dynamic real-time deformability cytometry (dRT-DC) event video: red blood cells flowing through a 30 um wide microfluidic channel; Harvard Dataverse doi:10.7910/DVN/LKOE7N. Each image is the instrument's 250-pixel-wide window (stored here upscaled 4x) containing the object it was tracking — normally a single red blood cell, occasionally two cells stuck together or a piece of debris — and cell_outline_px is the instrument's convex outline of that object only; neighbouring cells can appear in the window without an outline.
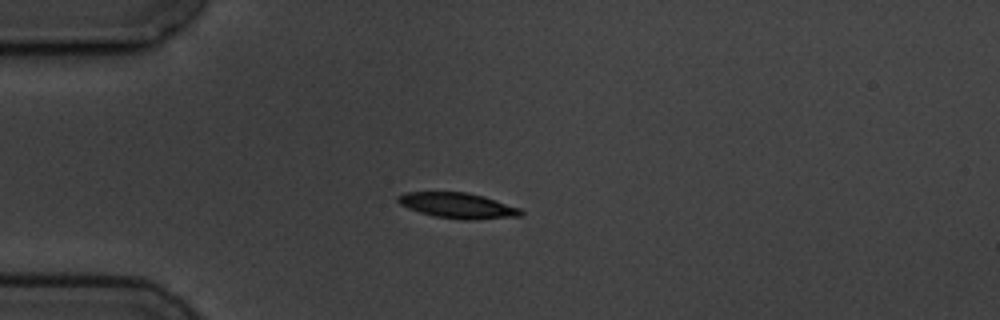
{"species": "common noctule bat (a hibernating species)", "species_latin": "Nyctalus noctula", "temperature_condition": "cold", "stored_images_in_passage": 9, "camera_frame_rate_fps": 3000, "um_per_image_px": 0.085, "animal": {"sex": "male", "body_mass_g": 19.5, "forearm_length_mm": 54.6}, "frame": {"image": 1, "passage_image": 3, "time_ms": 3.0, "image_size_px": [1000, 320], "cell_outline_px": [[524, 216], [476, 220], [464, 220], [432, 216], [408, 208], [400, 204], [396, 200], [396, 196], [404, 192], [468, 192], [484, 196], [520, 208], [524, 212]], "centroid_in_image_um": [38.93, 17.48], "position_along_channel_um": 46.1, "area_um2": 18.55}}
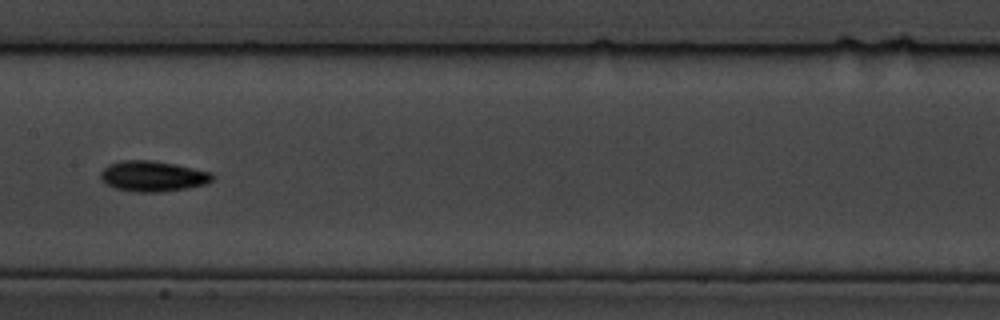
{"frame": {"image": 2, "passage_image": 7, "time_ms": 7.667, "image_size_px": [1000, 320], "cell_outline_px": [[216, 176], [208, 184], [188, 188], [164, 192], [132, 192], [116, 188], [100, 180], [100, 172], [108, 164], [120, 160], [152, 160], [176, 164], [212, 172]], "centroid_in_image_um": [13.01, 14.98], "position_along_channel_um": 194.4, "area_um2": 20.29}}
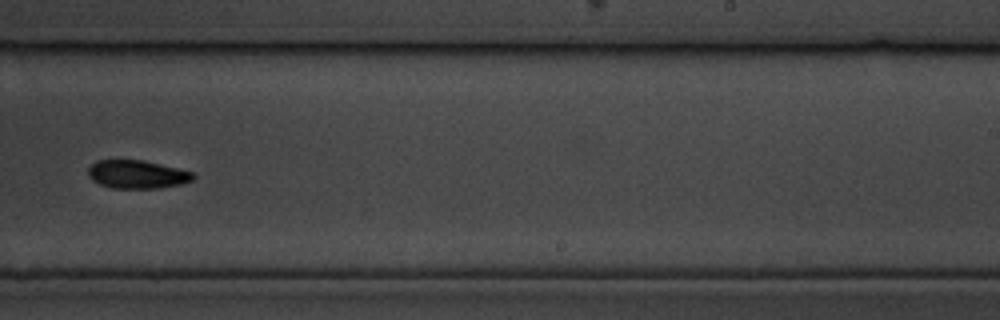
{"frame": {"image": 3, "passage_image": 9, "time_ms": 10.0, "image_size_px": [1000, 320], "cell_outline_px": [[196, 176], [192, 180], [180, 184], [160, 188], [112, 188], [100, 184], [92, 180], [88, 176], [88, 168], [96, 160], [144, 160], [196, 172]], "centroid_in_image_um": [11.68, 14.81], "position_along_channel_um": 277.3, "area_um2": 17.46}}